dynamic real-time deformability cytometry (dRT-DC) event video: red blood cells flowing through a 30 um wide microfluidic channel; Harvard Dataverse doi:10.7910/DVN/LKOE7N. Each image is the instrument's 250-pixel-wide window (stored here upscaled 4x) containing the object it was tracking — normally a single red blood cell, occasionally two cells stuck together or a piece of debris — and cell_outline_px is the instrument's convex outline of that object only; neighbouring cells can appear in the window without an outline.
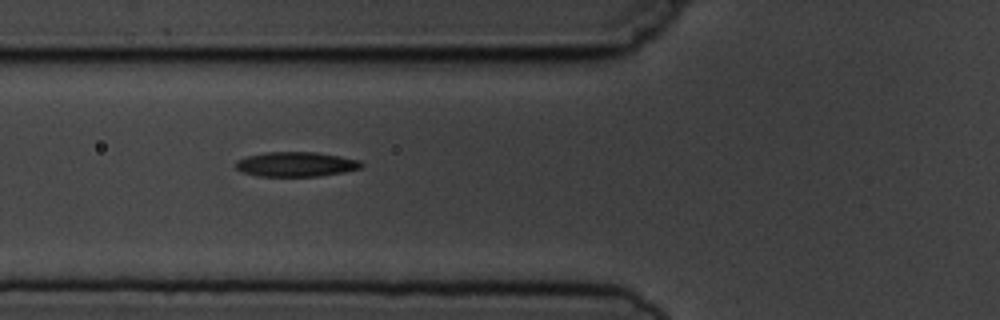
{"species": "common noctule bat (a hibernating species)", "species_latin": "Nyctalus noctula", "temperature_condition": "cold", "stored_images_in_passage": 4, "camera_frame_rate_fps": 3000, "um_per_image_px": 0.085, "animal": {"sex": "male", "body_mass_g": 19.5, "forearm_length_mm": 54.6}, "frame": {"image": 1, "passage_image": 3, "time_ms": 2.333, "image_size_px": [1000, 320], "cell_outline_px": [[364, 168], [344, 172], [320, 176], [256, 176], [240, 172], [236, 168], [236, 160], [248, 156], [264, 152], [316, 152], [340, 156], [360, 160], [364, 164]], "centroid_in_image_um": [25.18, 13.96], "position_along_channel_um": 100.6, "area_um2": 18.32}}
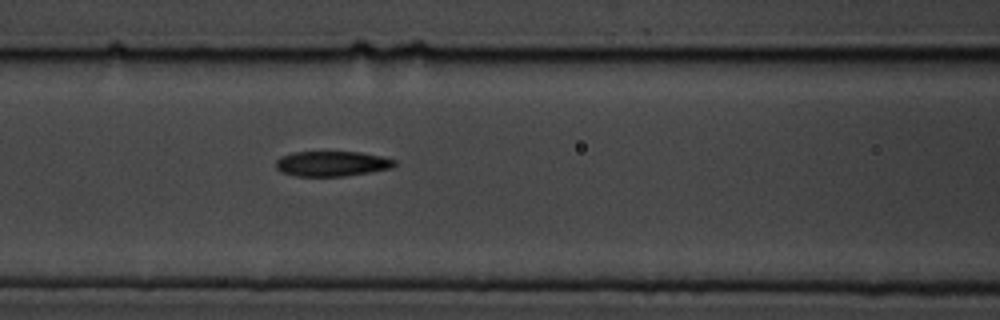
{"frame": {"image": 2, "passage_image": 4, "time_ms": 3.333, "image_size_px": [1000, 320], "cell_outline_px": [[396, 164], [392, 168], [344, 176], [296, 176], [280, 172], [276, 168], [276, 160], [280, 156], [292, 152], [360, 152], [380, 156], [396, 160]], "centroid_in_image_um": [28.17, 13.91], "position_along_channel_um": 138.4, "area_um2": 17.4}}